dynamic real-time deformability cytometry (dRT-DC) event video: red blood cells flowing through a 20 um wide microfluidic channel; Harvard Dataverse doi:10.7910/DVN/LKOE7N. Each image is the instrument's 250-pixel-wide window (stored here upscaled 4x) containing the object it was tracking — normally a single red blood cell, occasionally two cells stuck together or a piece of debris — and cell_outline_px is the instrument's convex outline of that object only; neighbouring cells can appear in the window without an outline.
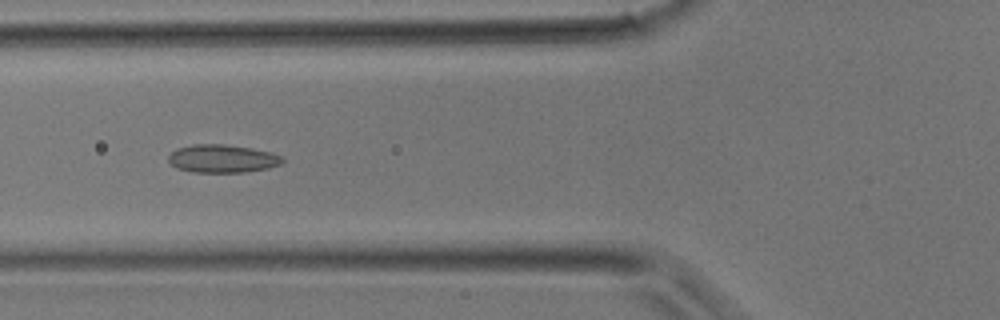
{"species": "common noctule bat (a hibernating species)", "species_latin": "Nyctalus noctula", "temperature_condition": "room temperature", "stored_images_in_passage": 37, "camera_frame_rate_fps": 3000, "um_per_image_px": 0.085, "animal": {"sex": "male", "body_mass_g": 17.9}, "frame": {"image": 1, "passage_image": 13, "time_ms": 4.0, "image_size_px": [1000, 320], "cell_outline_px": [[284, 160], [280, 164], [268, 168], [244, 172], [192, 172], [176, 168], [168, 160], [168, 156], [176, 148], [192, 144], [224, 144], [252, 148], [272, 152], [280, 156]], "centroid_in_image_um": [18.88, 13.48], "position_along_channel_um": 106.9, "area_um2": 18.67}}
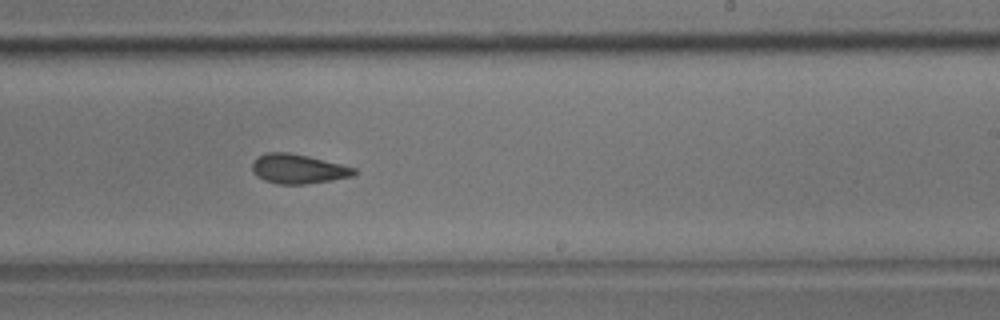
{"frame": {"image": 2, "passage_image": 22, "time_ms": 7.0, "image_size_px": [1000, 320], "cell_outline_px": [[356, 172], [352, 176], [332, 180], [304, 184], [276, 184], [264, 180], [256, 176], [252, 172], [252, 164], [256, 156], [264, 152], [288, 152], [308, 156], [356, 168]], "centroid_in_image_um": [25.28, 14.35], "position_along_channel_um": 263.7, "area_um2": 17.57}}
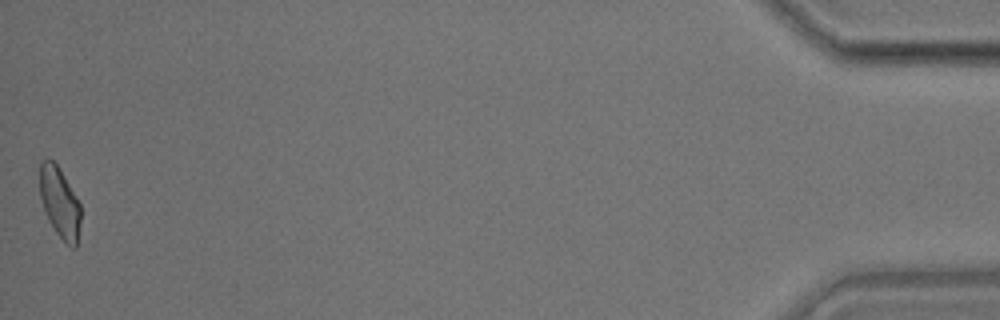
{"frame": {"image": 3, "passage_image": 37, "time_ms": 12.0, "image_size_px": [1000, 320], "cell_outline_px": [[80, 220], [76, 248], [72, 248], [56, 232], [48, 220], [40, 196], [40, 160], [48, 156], [56, 164], [76, 196], [80, 204]], "centroid_in_image_um": [5.06, 17.18], "position_along_channel_um": 430.1, "area_um2": 16.59}}